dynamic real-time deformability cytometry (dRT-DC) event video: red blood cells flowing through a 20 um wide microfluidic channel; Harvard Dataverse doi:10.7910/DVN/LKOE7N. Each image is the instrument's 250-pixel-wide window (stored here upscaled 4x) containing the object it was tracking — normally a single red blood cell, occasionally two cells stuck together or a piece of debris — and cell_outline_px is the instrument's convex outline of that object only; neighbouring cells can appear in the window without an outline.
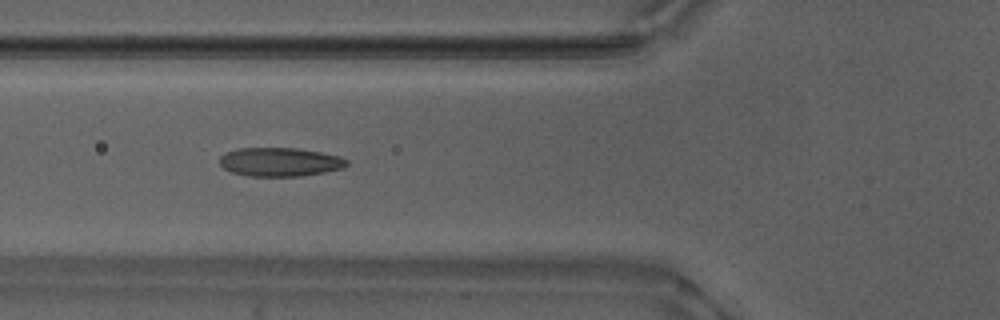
{"species": "Egyptian fruit bat (a non-hibernating species)", "species_latin": "Rousettus aegyptiacus", "temperature_condition": "warm", "stored_images_in_passage": 44, "camera_frame_rate_fps": 3000, "um_per_image_px": 0.085, "animal": {"sex": "male"}, "frame": {"image": 1, "passage_image": 13, "time_ms": 4.0, "image_size_px": [1000, 320], "cell_outline_px": [[348, 164], [344, 168], [324, 172], [300, 176], [248, 176], [232, 172], [224, 168], [220, 164], [220, 156], [228, 152], [240, 148], [296, 148], [320, 152], [340, 156], [348, 160]], "centroid_in_image_um": [23.82, 13.77], "position_along_channel_um": 102.0, "area_um2": 21.21}}
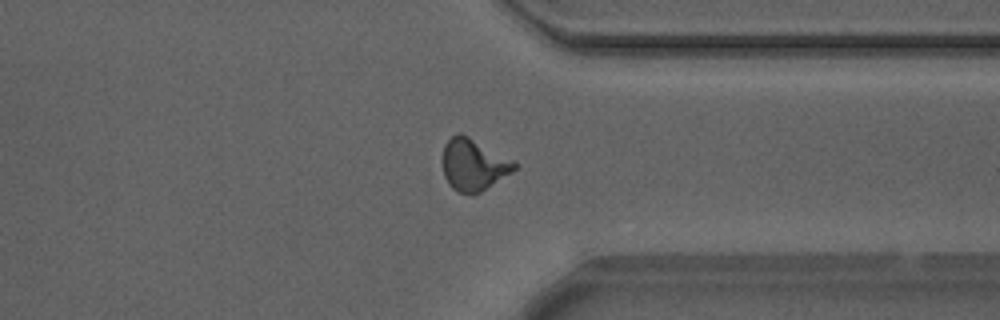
{"frame": {"image": 2, "passage_image": 34, "time_ms": 11.0, "image_size_px": [1000, 320], "cell_outline_px": [[516, 168], [512, 172], [480, 192], [460, 192], [452, 188], [448, 184], [444, 176], [444, 144], [452, 136], [460, 132], [468, 136], [516, 164]], "centroid_in_image_um": [40.2, 14.0], "position_along_channel_um": 371.2, "area_um2": 20.69}}
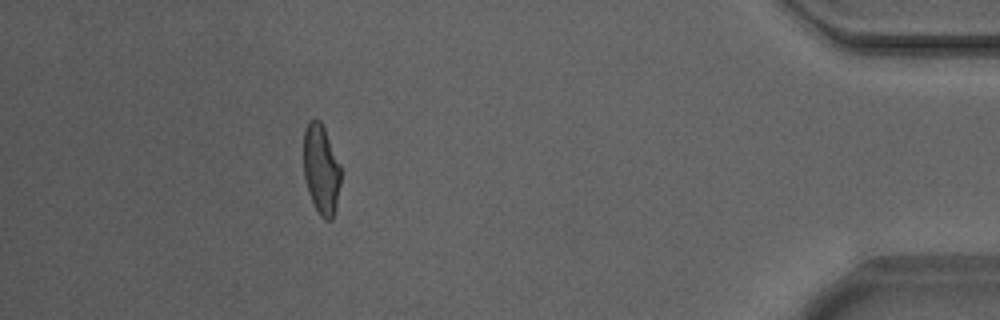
{"frame": {"image": 3, "passage_image": 41, "time_ms": 13.333, "image_size_px": [1000, 320], "cell_outline_px": [[340, 184], [336, 208], [332, 220], [324, 220], [320, 216], [308, 192], [304, 176], [304, 128], [308, 120], [320, 120], [324, 128], [340, 164]], "centroid_in_image_um": [27.29, 14.41], "position_along_channel_um": 407.9, "area_um2": 19.42}, "authors_computed_cell_mechanics": {"area_um2": 20.4612, "velocity_mm_per_s": 3.8778, "shape_relaxation_time_tau1_ms": 6.3218, "shape_relaxation_time_tau2_ms": 1.3622, "deformation_change_tau1": 0.1986, "deformation_change_tau2": 0.0889}}